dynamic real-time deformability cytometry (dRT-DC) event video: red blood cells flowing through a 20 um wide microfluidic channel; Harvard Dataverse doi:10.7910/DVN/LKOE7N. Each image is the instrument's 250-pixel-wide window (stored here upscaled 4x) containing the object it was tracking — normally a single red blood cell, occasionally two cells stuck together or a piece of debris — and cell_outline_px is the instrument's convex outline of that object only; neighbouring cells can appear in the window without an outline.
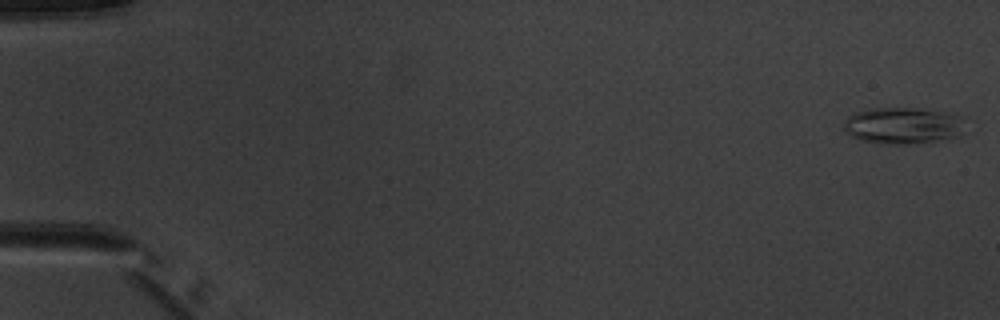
{"species": "common noctule bat (a hibernating species)", "species_latin": "Nyctalus noctula", "temperature_condition": "warm", "stored_images_in_passage": 5, "camera_frame_rate_fps": 3000, "um_per_image_px": 0.085, "animal": {"sex": "male", "body_mass_g": 20.1, "forearm_length_mm": 53.5}, "frame": {"image": 1, "passage_image": 1, "time_ms": 0.0, "image_size_px": [1000, 320], "cell_outline_px": [[960, 136], [936, 140], [900, 144], [892, 144], [860, 140], [852, 136], [844, 128], [844, 124], [848, 116], [856, 112], [872, 108], [916, 108], [956, 116]], "centroid_in_image_um": [76.59, 10.67], "position_along_channel_um": 8.4, "area_um2": 24.51}}